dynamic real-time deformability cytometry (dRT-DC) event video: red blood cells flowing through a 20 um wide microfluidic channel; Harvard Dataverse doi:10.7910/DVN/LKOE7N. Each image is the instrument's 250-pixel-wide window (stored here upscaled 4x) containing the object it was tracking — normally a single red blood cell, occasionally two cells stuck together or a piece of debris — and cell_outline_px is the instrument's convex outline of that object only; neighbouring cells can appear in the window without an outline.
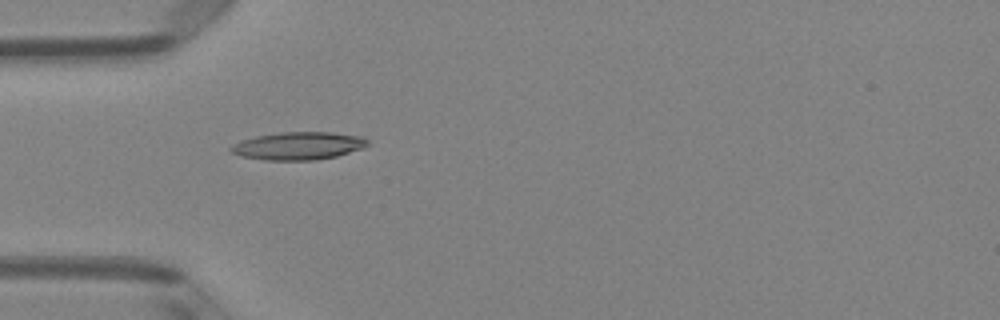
{"species": "Egyptian fruit bat (a non-hibernating species)", "species_latin": "Rousettus aegyptiacus", "temperature_condition": "room temperature", "stored_images_in_passage": 5, "camera_frame_rate_fps": 3000, "um_per_image_px": 0.085, "animal": {"sex": "female"}, "frame": {"image": 1, "passage_image": 5, "time_ms": 1.333, "image_size_px": [1000, 320], "cell_outline_px": [[368, 144], [364, 148], [336, 156], [316, 160], [264, 160], [240, 156], [232, 152], [228, 148], [244, 140], [256, 136], [280, 132], [332, 132], [364, 136], [368, 140]], "centroid_in_image_um": [25.41, 12.39], "position_along_channel_um": 59.6, "area_um2": 22.14}}